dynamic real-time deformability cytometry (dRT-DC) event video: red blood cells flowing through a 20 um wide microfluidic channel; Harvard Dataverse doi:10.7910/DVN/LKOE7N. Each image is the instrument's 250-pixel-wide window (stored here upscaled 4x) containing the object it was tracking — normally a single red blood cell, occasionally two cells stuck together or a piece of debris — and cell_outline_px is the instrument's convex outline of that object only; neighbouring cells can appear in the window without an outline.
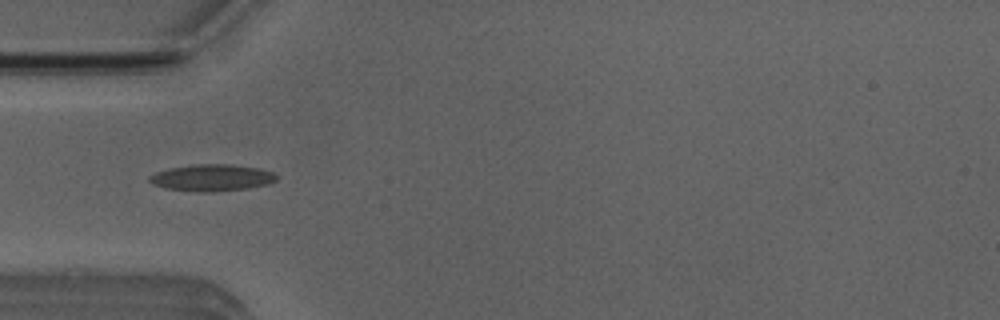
{"species": "Egyptian fruit bat (a non-hibernating species)", "species_latin": "Rousettus aegyptiacus", "temperature_condition": "room temperature", "stored_images_in_passage": 7, "camera_frame_rate_fps": 3000, "um_per_image_px": 0.085, "animal": {"sex": "male"}, "frame": {"image": 1, "passage_image": 4, "time_ms": 4.333, "image_size_px": [1000, 320], "cell_outline_px": [[276, 180], [268, 184], [248, 188], [212, 192], [196, 192], [164, 188], [152, 184], [148, 180], [148, 176], [156, 172], [168, 168], [196, 164], [228, 164], [260, 168], [272, 172], [276, 176]], "centroid_in_image_um": [17.96, 15.11], "position_along_channel_um": 67.0, "area_um2": 19.88}}
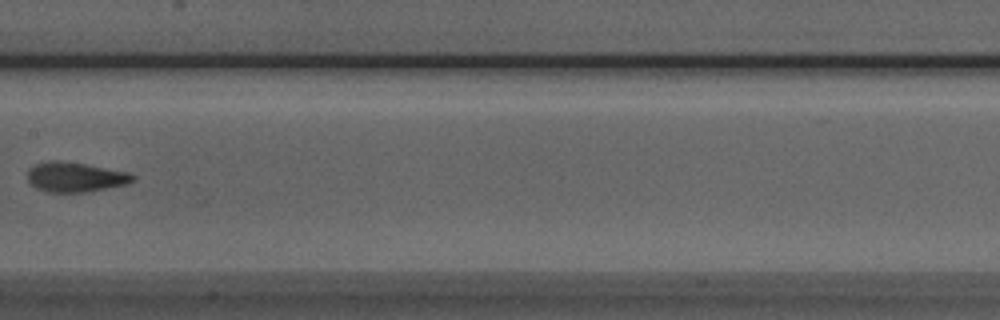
{"frame": {"image": 2, "passage_image": 7, "time_ms": 7.667, "image_size_px": [1000, 320], "cell_outline_px": [[136, 180], [128, 184], [84, 192], [48, 192], [36, 188], [28, 180], [28, 168], [36, 164], [52, 160], [60, 160], [84, 164], [128, 172], [136, 176]], "centroid_in_image_um": [6.41, 15.05], "position_along_channel_um": 201.0, "area_um2": 18.21}}